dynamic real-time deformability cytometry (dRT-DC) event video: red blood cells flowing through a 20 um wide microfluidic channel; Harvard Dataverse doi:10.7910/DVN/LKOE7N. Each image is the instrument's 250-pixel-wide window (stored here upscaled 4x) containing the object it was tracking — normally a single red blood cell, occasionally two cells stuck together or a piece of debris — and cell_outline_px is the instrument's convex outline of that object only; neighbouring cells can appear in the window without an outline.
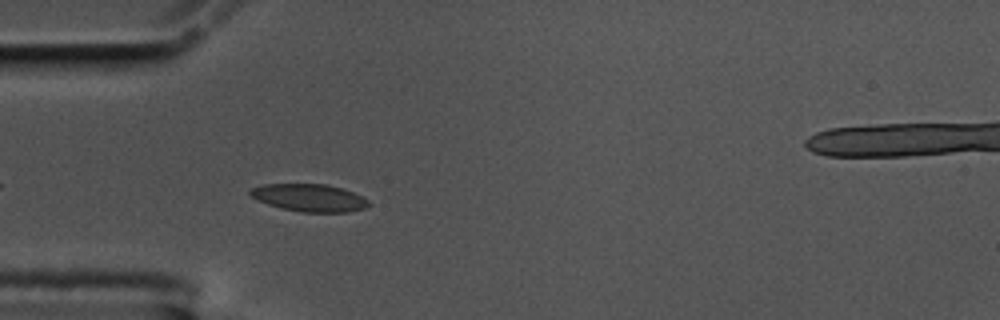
{"species": "common noctule bat (a hibernating species)", "species_latin": "Nyctalus noctula", "temperature_condition": "cold", "stored_images_in_passage": 47, "segment_of_instrument_passage": [1, 3], "camera_frame_rate_fps": 3000, "um_per_image_px": 0.085, "animal": {"sex": "male", "body_mass_g": 17.5, "forearm_length_mm": 52.3}, "frame": {"image": 1, "passage_image": 5, "time_ms": 1.333, "image_size_px": [1000, 320], "cell_outline_px": [[368, 204], [364, 208], [348, 212], [300, 212], [280, 208], [256, 200], [248, 196], [248, 192], [252, 188], [264, 184], [328, 184], [364, 196], [368, 200]], "centroid_in_image_um": [26.25, 16.81], "position_along_channel_um": 58.8, "area_um2": 19.07}}
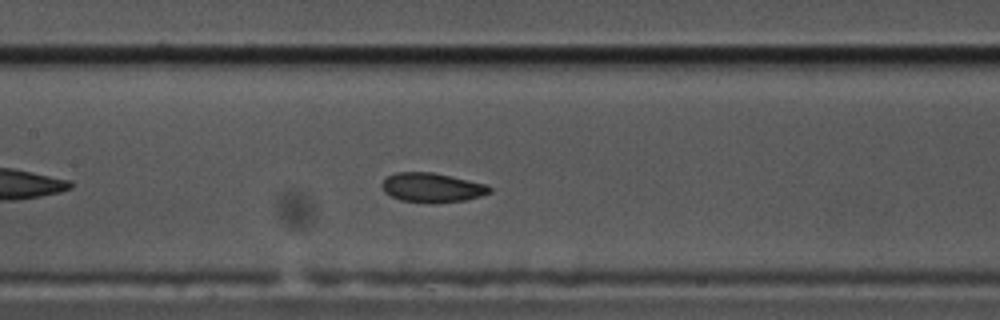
{"frame": {"image": 2, "passage_image": 15, "time_ms": 4.667, "image_size_px": [1000, 320], "cell_outline_px": [[492, 192], [480, 196], [464, 200], [432, 204], [428, 204], [400, 200], [384, 192], [380, 184], [388, 176], [396, 172], [432, 172], [468, 180], [484, 184], [492, 188]], "centroid_in_image_um": [36.69, 15.96], "position_along_channel_um": 170.7, "area_um2": 18.5}}
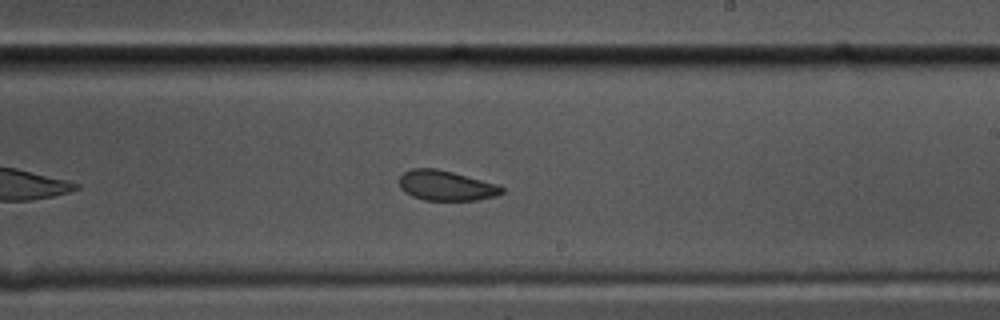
{"frame": {"image": 3, "passage_image": 22, "time_ms": 7.0, "image_size_px": [1000, 320], "cell_outline_px": [[504, 192], [496, 196], [476, 200], [424, 200], [412, 196], [404, 192], [400, 188], [400, 176], [404, 172], [412, 168], [436, 168], [452, 172], [496, 184], [504, 188]], "centroid_in_image_um": [37.9, 15.78], "position_along_channel_um": 251.1, "area_um2": 17.86}}